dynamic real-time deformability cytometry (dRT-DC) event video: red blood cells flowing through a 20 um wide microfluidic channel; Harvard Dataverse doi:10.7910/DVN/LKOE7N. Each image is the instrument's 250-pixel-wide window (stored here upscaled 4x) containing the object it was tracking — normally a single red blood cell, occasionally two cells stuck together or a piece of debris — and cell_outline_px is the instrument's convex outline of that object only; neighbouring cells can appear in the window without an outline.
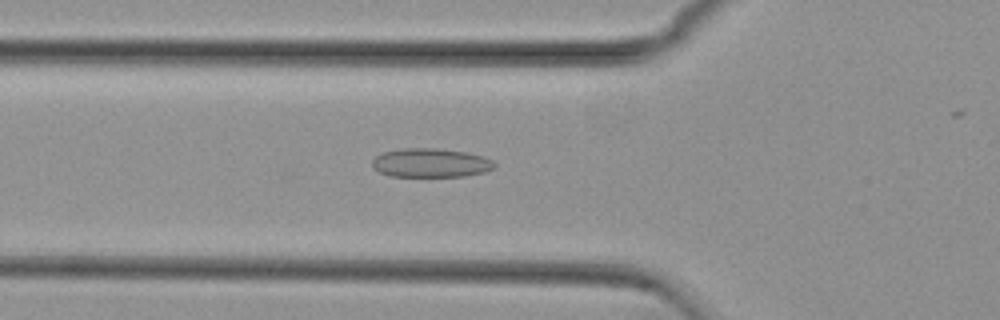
{"species": "common noctule bat (a hibernating species)", "species_latin": "Nyctalus noctula", "temperature_condition": "cold", "stored_images_in_passage": 40, "camera_frame_rate_fps": 3000, "um_per_image_px": 0.085, "animal": {"sex": "female", "body_mass_g": 29.2, "forearm_length_mm": 56.3}, "frame": {"image": 1, "passage_image": 12, "time_ms": 3.667, "image_size_px": [1000, 320], "cell_outline_px": [[496, 164], [492, 168], [484, 172], [464, 176], [388, 176], [372, 168], [372, 160], [376, 156], [384, 152], [400, 148], [436, 148], [464, 152], [484, 156], [492, 160]], "centroid_in_image_um": [36.58, 13.84], "position_along_channel_um": 89.2, "area_um2": 20.58}}
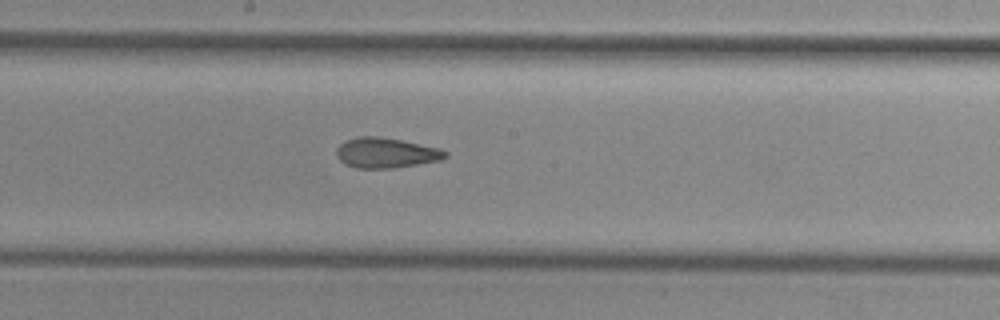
{"frame": {"image": 2, "passage_image": 22, "time_ms": 7.0, "image_size_px": [1000, 320], "cell_outline_px": [[448, 156], [440, 160], [396, 168], [356, 168], [344, 164], [336, 156], [336, 148], [340, 144], [356, 136], [380, 136], [440, 148], [448, 152]], "centroid_in_image_um": [32.8, 12.99], "position_along_channel_um": 215.4, "area_um2": 19.25}}
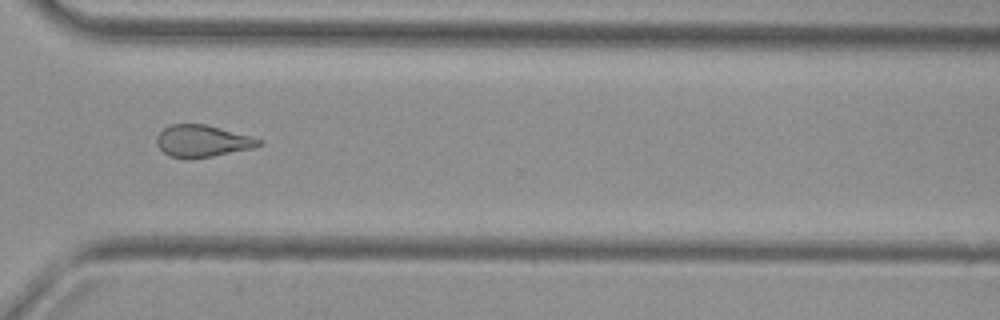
{"frame": {"image": 3, "passage_image": 33, "time_ms": 10.667, "image_size_px": [1000, 320], "cell_outline_px": [[264, 144], [252, 148], [212, 156], [172, 156], [164, 152], [156, 144], [156, 136], [164, 128], [172, 124], [204, 124], [252, 136], [260, 140]], "centroid_in_image_um": [17.22, 11.95], "position_along_channel_um": 353.4, "area_um2": 18.38}}